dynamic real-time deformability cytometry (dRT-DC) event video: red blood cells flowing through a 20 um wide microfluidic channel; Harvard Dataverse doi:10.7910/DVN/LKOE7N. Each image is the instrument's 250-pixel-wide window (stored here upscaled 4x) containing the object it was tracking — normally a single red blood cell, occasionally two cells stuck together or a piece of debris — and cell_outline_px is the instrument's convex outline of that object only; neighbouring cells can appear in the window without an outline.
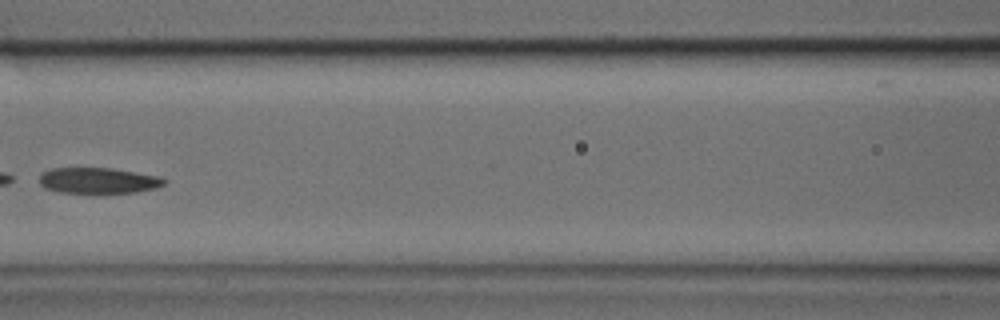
{"species": "common noctule bat (a hibernating species)", "species_latin": "Nyctalus noctula", "temperature_condition": "cold", "stored_images_in_passage": 36, "camera_frame_rate_fps": 3000, "um_per_image_px": 0.085, "animal": {"sex": "male", "body_mass_g": 17.9, "forearm_length_mm": 54.2}, "frame": {"image": 1, "passage_image": 16, "time_ms": 5.0, "image_size_px": [1000, 320], "cell_outline_px": [[168, 180], [164, 184], [156, 188], [136, 192], [60, 192], [44, 188], [40, 184], [40, 172], [52, 168], [112, 168], [160, 176]], "centroid_in_image_um": [8.35, 15.33], "position_along_channel_um": 158.2, "area_um2": 18.73}}